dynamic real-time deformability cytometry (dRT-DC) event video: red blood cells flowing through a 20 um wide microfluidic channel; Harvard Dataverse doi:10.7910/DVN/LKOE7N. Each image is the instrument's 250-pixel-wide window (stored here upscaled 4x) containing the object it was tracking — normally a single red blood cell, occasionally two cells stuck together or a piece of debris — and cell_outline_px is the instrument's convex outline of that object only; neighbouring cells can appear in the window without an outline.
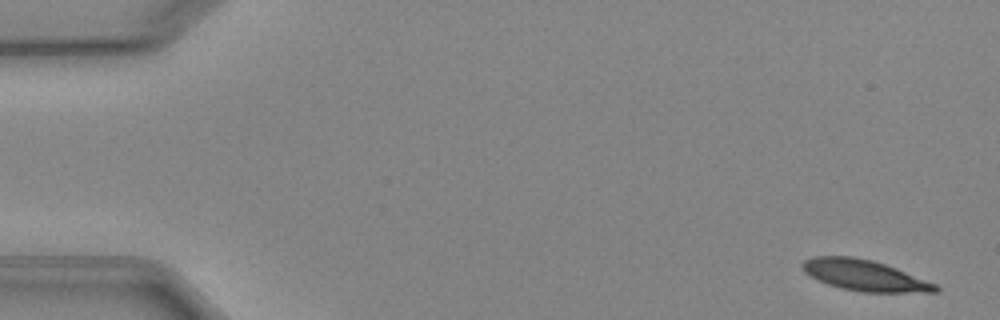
{"species": "Egyptian fruit bat (a non-hibernating species)", "species_latin": "Rousettus aegyptiacus", "temperature_condition": "cold", "stored_images_in_passage": 6, "camera_frame_rate_fps": 3000, "um_per_image_px": 0.085, "animal": {"sex": "female"}, "frame": {"image": 1, "passage_image": 1, "time_ms": 0.0, "image_size_px": [1000, 320], "cell_outline_px": [[940, 292], [864, 292], [840, 288], [828, 284], [804, 272], [800, 264], [804, 260], [812, 256], [852, 256], [872, 260], [896, 268], [936, 284], [940, 288]], "centroid_in_image_um": [73.48, 23.4], "position_along_channel_um": 11.5, "area_um2": 23.81}}
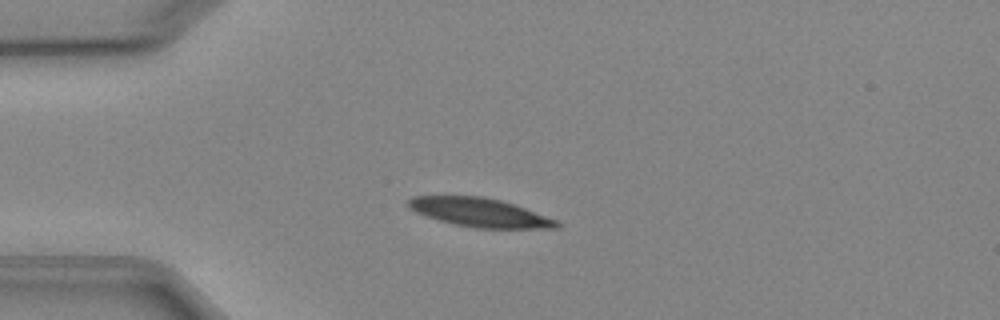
{"frame": {"image": 2, "passage_image": 4, "time_ms": 3.667, "image_size_px": [1000, 320], "cell_outline_px": [[560, 228], [476, 228], [456, 224], [440, 220], [416, 212], [408, 208], [408, 200], [412, 196], [484, 196], [516, 204], [560, 220]], "centroid_in_image_um": [40.86, 18.05], "position_along_channel_um": 44.1, "area_um2": 24.97}}